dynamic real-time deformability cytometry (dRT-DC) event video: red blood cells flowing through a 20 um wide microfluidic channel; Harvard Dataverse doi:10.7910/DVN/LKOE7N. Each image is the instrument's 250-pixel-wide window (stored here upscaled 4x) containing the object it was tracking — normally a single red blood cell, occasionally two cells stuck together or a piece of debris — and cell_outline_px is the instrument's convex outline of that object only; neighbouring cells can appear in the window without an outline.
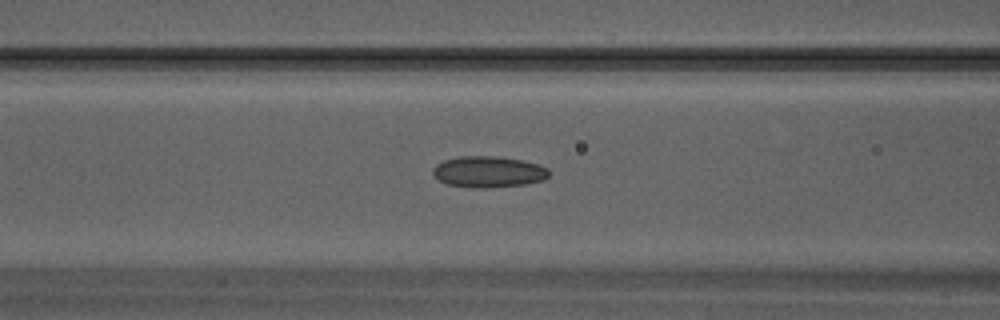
{"species": "Egyptian fruit bat (a non-hibernating species)", "species_latin": "Rousettus aegyptiacus", "temperature_condition": "warm", "stored_images_in_passage": 15, "camera_frame_rate_fps": 3000, "um_per_image_px": 0.085, "animal": {"sex": "male"}, "frame": {"image": 1, "passage_image": 8, "time_ms": 2.333, "image_size_px": [1000, 320], "cell_outline_px": [[548, 176], [544, 180], [524, 184], [484, 188], [480, 188], [448, 184], [440, 180], [432, 172], [432, 168], [436, 164], [444, 160], [460, 156], [496, 156], [520, 160], [536, 164], [548, 168]], "centroid_in_image_um": [41.5, 14.59], "position_along_channel_um": 125.1, "area_um2": 20.81}}